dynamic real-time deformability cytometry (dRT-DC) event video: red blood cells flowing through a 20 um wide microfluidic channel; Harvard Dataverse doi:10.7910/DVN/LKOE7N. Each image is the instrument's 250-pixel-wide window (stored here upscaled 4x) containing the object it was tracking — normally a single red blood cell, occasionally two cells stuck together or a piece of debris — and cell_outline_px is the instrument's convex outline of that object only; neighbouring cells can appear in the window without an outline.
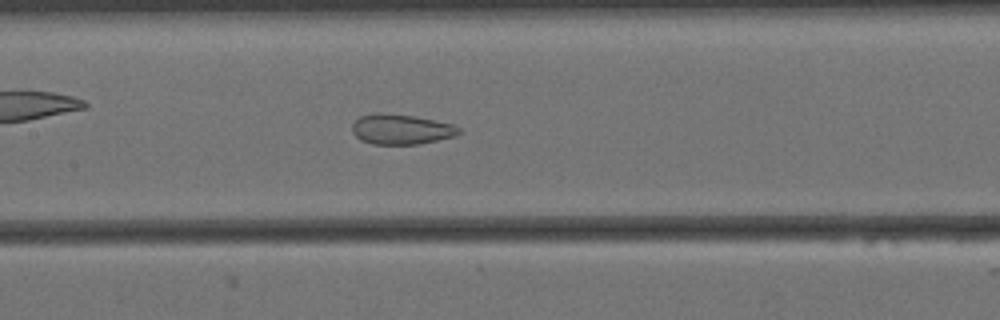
{"species": "Egyptian fruit bat (a non-hibernating species)", "species_latin": "Rousettus aegyptiacus", "temperature_condition": "cold", "stored_images_in_passage": 49, "camera_frame_rate_fps": 3000, "um_per_image_px": 0.085, "animal": {"sex": "female"}, "frame": {"image": 1, "passage_image": 18, "time_ms": 5.667, "image_size_px": [1000, 320], "cell_outline_px": [[464, 132], [456, 136], [416, 144], [372, 144], [360, 140], [352, 132], [352, 124], [360, 116], [380, 112], [412, 116], [452, 124], [460, 128]], "centroid_in_image_um": [34.09, 10.99], "position_along_channel_um": 173.3, "area_um2": 18.67}}
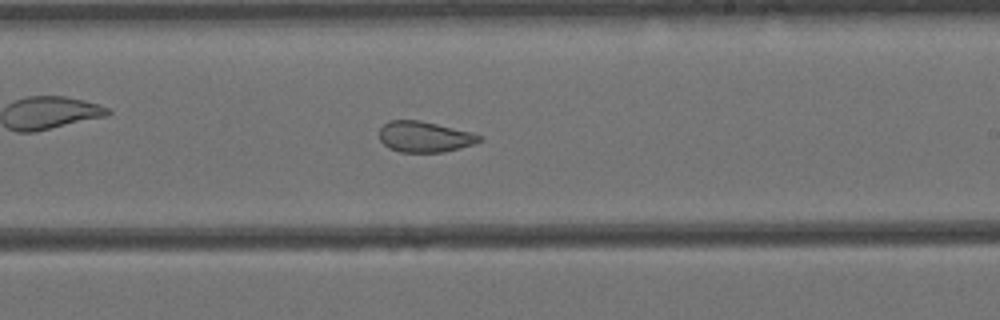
{"frame": {"image": 2, "passage_image": 25, "time_ms": 8.0, "image_size_px": [1000, 320], "cell_outline_px": [[484, 140], [460, 148], [444, 152], [400, 152], [388, 148], [380, 140], [380, 128], [388, 120], [420, 120], [472, 132], [484, 136]], "centroid_in_image_um": [36.11, 11.62], "position_along_channel_um": 252.9, "area_um2": 18.09}}
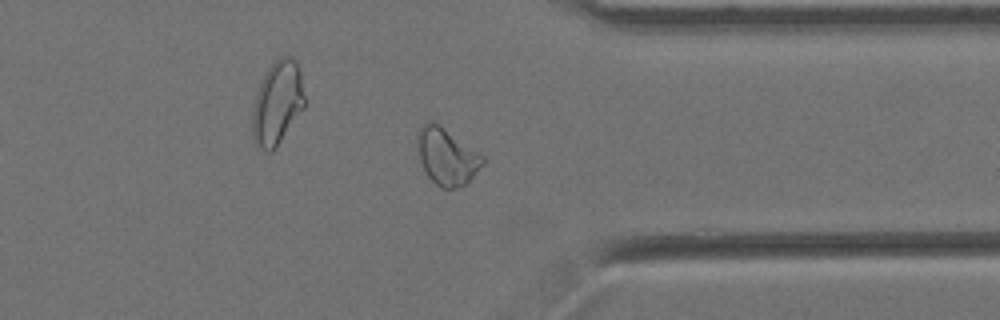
{"frame": {"image": 3, "passage_image": 36, "time_ms": 11.667, "image_size_px": [1000, 320], "cell_outline_px": [[484, 164], [464, 184], [456, 188], [440, 188], [428, 176], [420, 160], [416, 140], [416, 132], [428, 120], [432, 120], [484, 156]], "centroid_in_image_um": [37.94, 13.29], "position_along_channel_um": 373.5, "area_um2": 21.21}, "authors_computed_cell_mechanics": {"area_um2": 21.097, "velocity_mm_per_s": 3.4376, "shape_relaxation_time_tau1_ms": null, "shape_relaxation_time_tau2_ms": 1.2008, "deformation_change_tau1": null, "deformation_change_tau2": 0.0784}}